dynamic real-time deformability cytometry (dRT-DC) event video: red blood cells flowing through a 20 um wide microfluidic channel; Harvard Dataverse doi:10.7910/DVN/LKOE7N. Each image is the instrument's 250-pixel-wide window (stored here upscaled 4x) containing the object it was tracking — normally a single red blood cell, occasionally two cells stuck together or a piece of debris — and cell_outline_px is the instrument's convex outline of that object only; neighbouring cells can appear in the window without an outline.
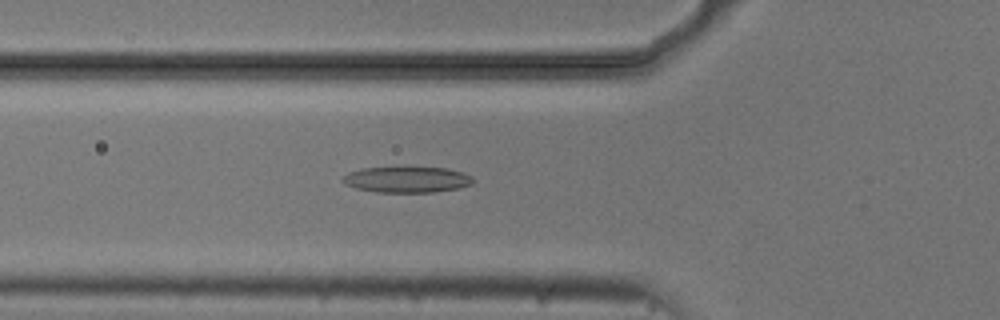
{"species": "common noctule bat (a hibernating species)", "species_latin": "Nyctalus noctula", "temperature_condition": "cold", "stored_images_in_passage": 54, "camera_frame_rate_fps": 3000, "um_per_image_px": 0.085, "animal": {"sex": "male", "body_mass_g": 20.5, "forearm_length_mm": 52.5}, "frame": {"image": 1, "passage_image": 19, "time_ms": 6.0, "image_size_px": [1000, 320], "cell_outline_px": [[476, 180], [472, 184], [460, 188], [432, 192], [376, 192], [356, 188], [344, 184], [340, 180], [348, 172], [360, 168], [444, 168], [464, 172], [472, 176]], "centroid_in_image_um": [34.6, 15.27], "position_along_channel_um": 91.2, "area_um2": 19.71}}
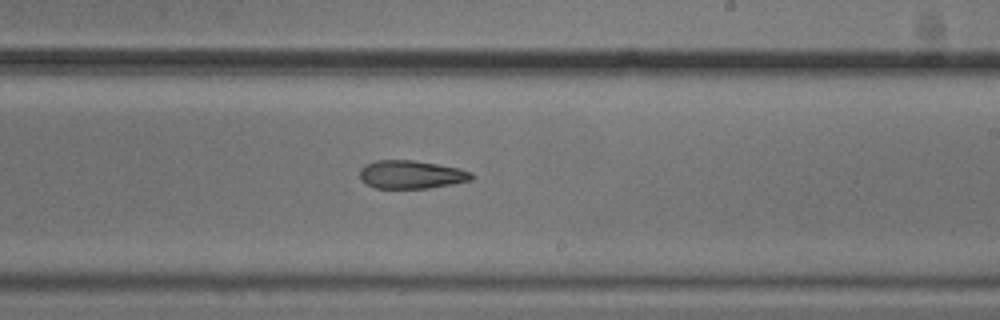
{"frame": {"image": 2, "passage_image": 32, "time_ms": 10.333, "image_size_px": [1000, 320], "cell_outline_px": [[476, 176], [472, 180], [452, 184], [428, 188], [376, 188], [364, 184], [360, 180], [360, 168], [364, 164], [376, 160], [412, 160], [460, 168], [472, 172]], "centroid_in_image_um": [34.94, 14.84], "position_along_channel_um": 254.1, "area_um2": 18.61}}
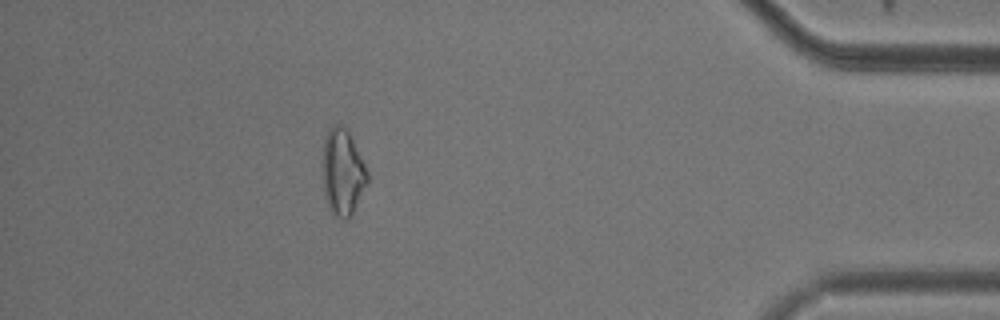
{"frame": {"image": 3, "passage_image": 48, "time_ms": 15.667, "image_size_px": [1000, 320], "cell_outline_px": [[368, 184], [352, 216], [348, 220], [344, 220], [336, 216], [328, 208], [324, 192], [324, 136], [328, 128], [336, 124], [340, 124], [348, 128], [368, 172]], "centroid_in_image_um": [29.16, 14.65], "position_along_channel_um": 406.0, "area_um2": 22.77}}